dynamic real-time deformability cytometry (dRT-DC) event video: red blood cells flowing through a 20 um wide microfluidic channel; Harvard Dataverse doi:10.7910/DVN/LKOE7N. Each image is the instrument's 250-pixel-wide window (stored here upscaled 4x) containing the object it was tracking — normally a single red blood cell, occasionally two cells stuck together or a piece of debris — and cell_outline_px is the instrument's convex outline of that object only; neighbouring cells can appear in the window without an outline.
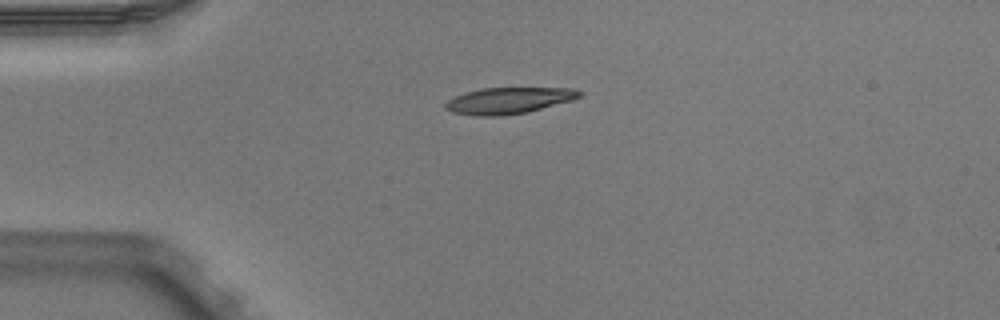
{"species": "Egyptian fruit bat (a non-hibernating species)", "species_latin": "Rousettus aegyptiacus", "temperature_condition": "warm", "stored_images_in_passage": 3, "camera_frame_rate_fps": 3000, "um_per_image_px": 0.085, "animal": {"sex": "male"}, "frame": {"image": 1, "passage_image": 3, "time_ms": 0.667, "image_size_px": [1000, 320], "cell_outline_px": [[584, 92], [580, 96], [572, 100], [528, 112], [500, 116], [476, 116], [452, 112], [444, 108], [444, 104], [448, 100], [456, 96], [480, 88], [572, 88]], "centroid_in_image_um": [43.24, 8.55], "position_along_channel_um": 41.8, "area_um2": 20.52}}